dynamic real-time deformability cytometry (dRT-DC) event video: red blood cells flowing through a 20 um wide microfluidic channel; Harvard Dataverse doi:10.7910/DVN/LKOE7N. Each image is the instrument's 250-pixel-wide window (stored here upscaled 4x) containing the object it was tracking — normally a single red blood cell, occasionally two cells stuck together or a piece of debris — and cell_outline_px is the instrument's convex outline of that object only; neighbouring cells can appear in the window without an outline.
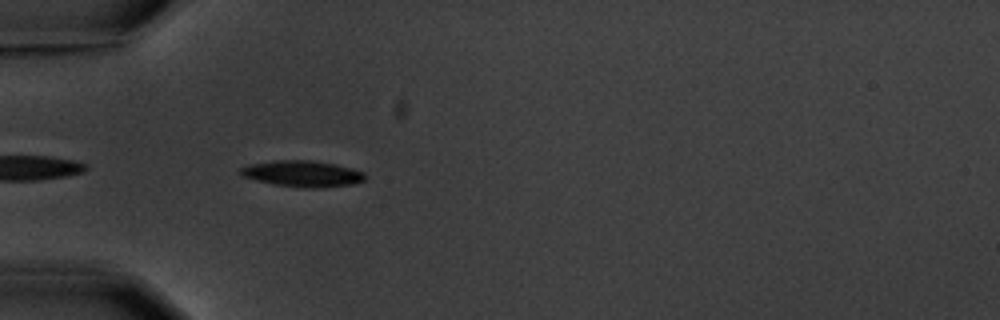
{"species": "common noctule bat (a hibernating species)", "species_latin": "Nyctalus noctula", "temperature_condition": "warm", "stored_images_in_passage": 1, "camera_frame_rate_fps": 3000, "um_per_image_px": 0.085, "animal": {"sex": "male", "body_mass_g": 20.1, "forearm_length_mm": 53.5}, "frame": {"image": 1, "passage_image": 1, "time_ms": 0.0, "image_size_px": [1000, 320], "cell_outline_px": [[364, 180], [352, 184], [316, 188], [304, 188], [276, 184], [256, 180], [244, 176], [240, 172], [240, 168], [252, 164], [280, 160], [308, 160], [336, 164], [352, 168], [364, 172]], "centroid_in_image_um": [25.75, 14.76], "position_along_channel_um": 59.3, "area_um2": 18.61}}